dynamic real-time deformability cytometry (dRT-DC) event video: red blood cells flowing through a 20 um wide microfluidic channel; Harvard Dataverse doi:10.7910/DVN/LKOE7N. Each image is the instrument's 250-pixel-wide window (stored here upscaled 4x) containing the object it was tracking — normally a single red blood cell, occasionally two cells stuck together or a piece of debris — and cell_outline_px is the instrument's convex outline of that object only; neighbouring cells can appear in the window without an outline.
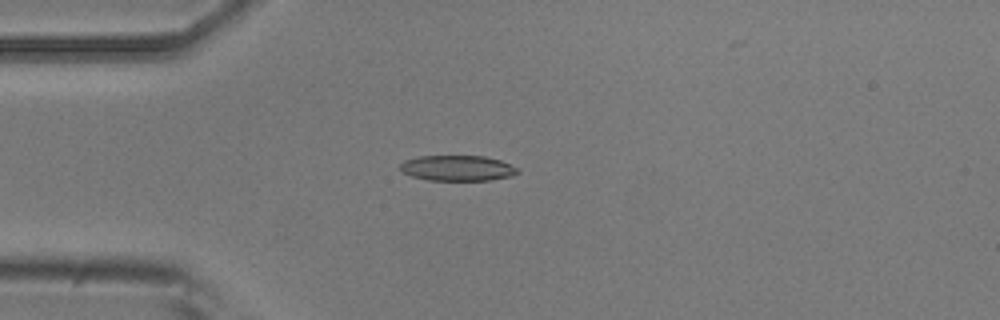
{"species": "common noctule bat (a hibernating species)", "species_latin": "Nyctalus noctula", "temperature_condition": "room temperature", "stored_images_in_passage": 33, "camera_frame_rate_fps": 3000, "um_per_image_px": 0.085, "animal": {"sex": "male", "body_mass_g": 20.5, "forearm_length_mm": 52.5}, "frame": {"image": 1, "passage_image": 1, "time_ms": 0.0, "image_size_px": [1000, 320], "cell_outline_px": [[520, 172], [512, 176], [488, 180], [428, 180], [412, 176], [404, 172], [400, 168], [400, 164], [404, 160], [420, 156], [484, 156], [500, 160], [516, 168]], "centroid_in_image_um": [38.88, 14.29], "position_along_channel_um": 46.1, "area_um2": 17.28}}
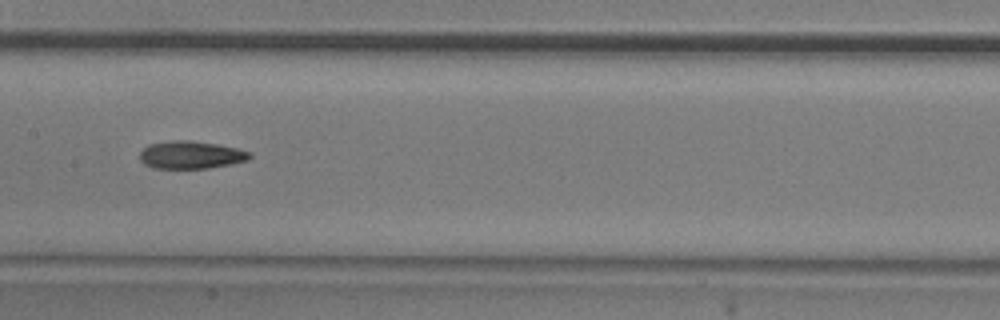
{"frame": {"image": 2, "passage_image": 13, "time_ms": 4.0, "image_size_px": [1000, 320], "cell_outline_px": [[252, 156], [248, 160], [208, 168], [152, 168], [144, 164], [140, 160], [140, 152], [148, 144], [172, 140], [192, 140], [216, 144], [236, 148], [252, 152]], "centroid_in_image_um": [16.21, 13.16], "position_along_channel_um": 191.2, "area_um2": 17.74}}
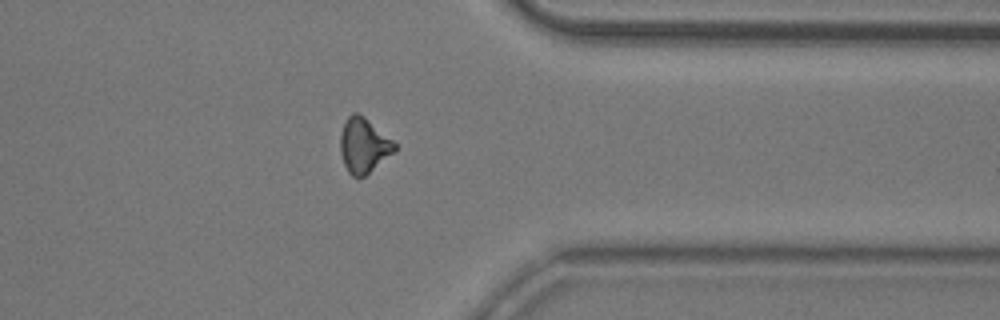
{"frame": {"image": 3, "passage_image": 28, "time_ms": 9.0, "image_size_px": [1000, 320], "cell_outline_px": [[396, 152], [364, 176], [352, 176], [348, 172], [344, 164], [340, 152], [340, 136], [344, 124], [348, 116], [352, 112], [356, 112], [364, 116], [392, 140], [396, 144]], "centroid_in_image_um": [30.92, 12.36], "position_along_channel_um": 380.5, "area_um2": 17.28}}